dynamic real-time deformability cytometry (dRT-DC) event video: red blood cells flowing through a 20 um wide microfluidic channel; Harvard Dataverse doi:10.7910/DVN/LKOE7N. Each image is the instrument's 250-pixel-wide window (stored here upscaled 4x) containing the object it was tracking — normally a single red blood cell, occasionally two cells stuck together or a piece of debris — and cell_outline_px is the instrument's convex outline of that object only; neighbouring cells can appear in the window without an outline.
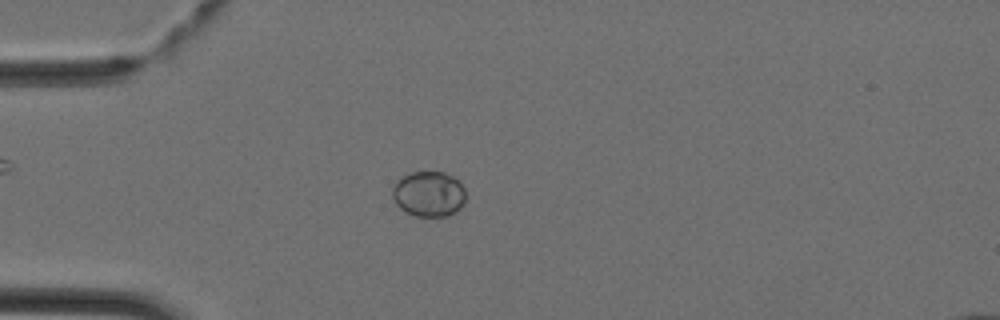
{"species": "Egyptian fruit bat (a non-hibernating species)", "species_latin": "Rousettus aegyptiacus", "temperature_condition": "cold", "stored_images_in_passage": 37, "camera_frame_rate_fps": 3000, "um_per_image_px": 0.085, "animal": {"sex": "female"}, "frame": {"image": 1, "passage_image": 5, "time_ms": 1.333, "image_size_px": [1000, 320], "cell_outline_px": [[464, 204], [456, 212], [448, 216], [416, 216], [404, 212], [396, 204], [392, 196], [392, 188], [404, 176], [412, 172], [444, 172], [452, 176], [464, 188]], "centroid_in_image_um": [36.44, 16.51], "position_along_channel_um": 48.6, "area_um2": 19.25}}
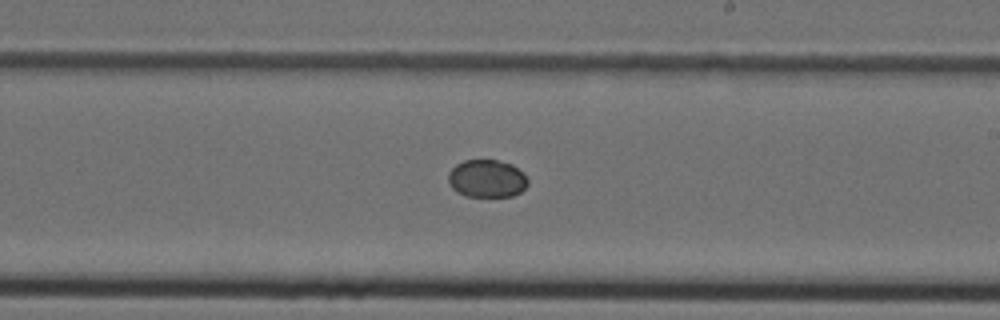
{"frame": {"image": 2, "passage_image": 19, "time_ms": 6.0, "image_size_px": [1000, 320], "cell_outline_px": [[528, 184], [520, 192], [512, 196], [464, 196], [456, 192], [452, 188], [448, 180], [448, 172], [456, 164], [464, 160], [496, 160], [512, 164], [524, 172], [528, 180]], "centroid_in_image_um": [41.38, 15.17], "position_along_channel_um": 247.6, "area_um2": 17.63}}
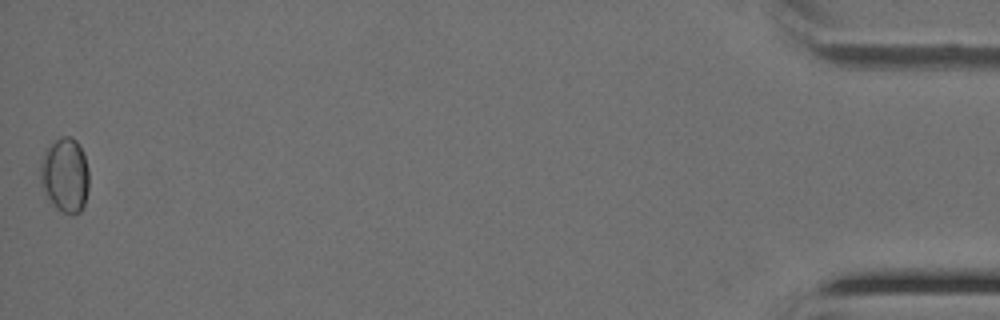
{"frame": {"image": 3, "passage_image": 37, "time_ms": 12.0, "image_size_px": [1000, 320], "cell_outline_px": [[88, 192], [84, 204], [80, 212], [64, 212], [56, 208], [52, 204], [40, 184], [40, 160], [44, 148], [60, 136], [72, 136], [76, 140], [84, 156], [88, 168]], "centroid_in_image_um": [5.5, 14.83], "position_along_channel_um": 429.7, "area_um2": 21.27}}